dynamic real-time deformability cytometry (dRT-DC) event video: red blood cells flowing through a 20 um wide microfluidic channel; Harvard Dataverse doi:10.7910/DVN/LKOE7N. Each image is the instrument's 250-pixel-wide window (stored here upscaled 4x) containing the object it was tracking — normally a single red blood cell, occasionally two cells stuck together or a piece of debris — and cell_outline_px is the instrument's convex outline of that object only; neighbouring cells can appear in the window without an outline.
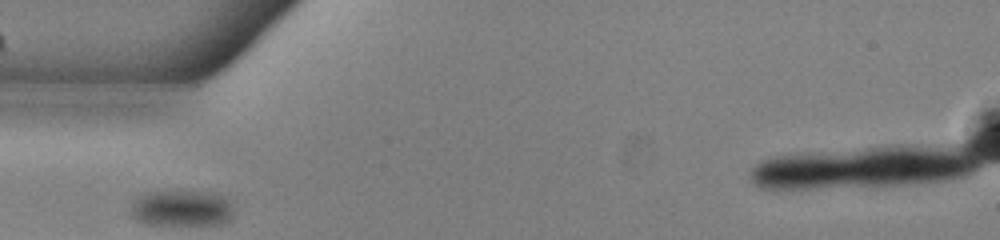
{"species": "common noctule bat (a hibernating species)", "species_latin": "Nyctalus noctula", "temperature_condition": "warm", "stored_images_in_passage": 7, "camera_frame_rate_fps": 3000, "um_per_image_px": 0.085, "animal": {"sex": "male", "body_mass_g": 13.0, "forearm_length_mm": 53.1}, "frame": {"image": 1, "passage_image": 1, "time_ms": 0.0, "image_size_px": [1000, 240], "cell_outline_px": [[232, 216], [224, 224], [144, 224], [136, 220], [132, 216], [132, 204], [136, 196], [144, 192], [176, 188], [208, 192], [224, 196], [232, 200]], "centroid_in_image_um": [15.43, 17.64], "position_along_channel_um": 69.6, "area_um2": 22.6}}
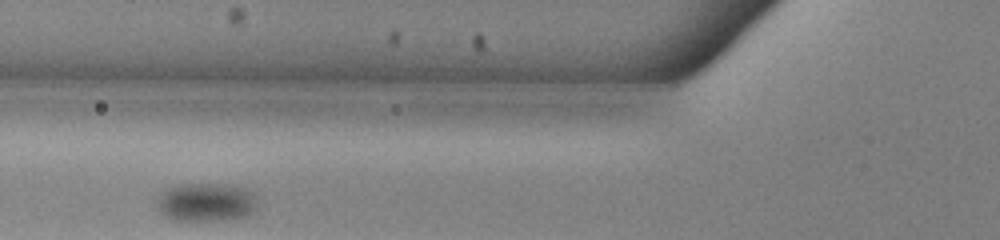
{"frame": {"image": 2, "passage_image": 4, "time_ms": 1.0, "image_size_px": [1000, 240], "cell_outline_px": [[256, 208], [248, 216], [224, 220], [172, 220], [164, 216], [156, 208], [156, 204], [160, 192], [172, 184], [224, 184], [244, 188], [252, 192]], "centroid_in_image_um": [17.44, 17.18], "position_along_channel_um": 108.4, "area_um2": 22.77}}